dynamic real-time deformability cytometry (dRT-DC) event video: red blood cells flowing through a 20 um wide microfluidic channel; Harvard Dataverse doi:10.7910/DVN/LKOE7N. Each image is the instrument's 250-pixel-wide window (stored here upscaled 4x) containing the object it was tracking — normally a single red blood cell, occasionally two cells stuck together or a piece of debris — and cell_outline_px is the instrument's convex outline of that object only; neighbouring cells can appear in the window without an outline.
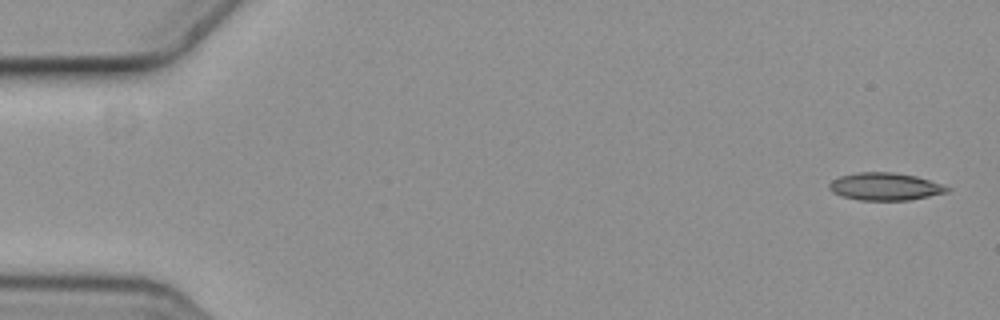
{"species": "common noctule bat (a hibernating species)", "species_latin": "Nyctalus noctula", "temperature_condition": "cold", "stored_images_in_passage": 8, "camera_frame_rate_fps": 3000, "um_per_image_px": 0.085, "animal": {"sex": "female", "body_mass_g": 19.3, "forearm_length_mm": 54.1}, "frame": {"image": 1, "passage_image": 1, "time_ms": 0.0, "image_size_px": [1000, 320], "cell_outline_px": [[952, 188], [948, 192], [908, 200], [860, 200], [844, 196], [832, 192], [828, 188], [828, 184], [832, 180], [840, 176], [856, 172], [896, 172], [916, 176]], "centroid_in_image_um": [75.21, 15.85], "position_along_channel_um": 9.8, "area_um2": 18.84}}
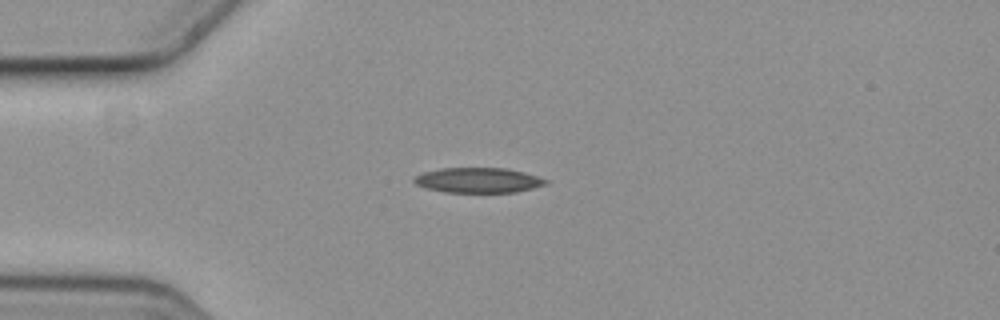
{"frame": {"image": 2, "passage_image": 5, "time_ms": 1.333, "image_size_px": [1000, 320], "cell_outline_px": [[548, 184], [516, 192], [444, 192], [428, 188], [416, 184], [412, 180], [416, 176], [424, 172], [440, 168], [504, 168], [524, 172], [548, 180]], "centroid_in_image_um": [40.66, 15.32], "position_along_channel_um": 44.3, "area_um2": 19.07}}
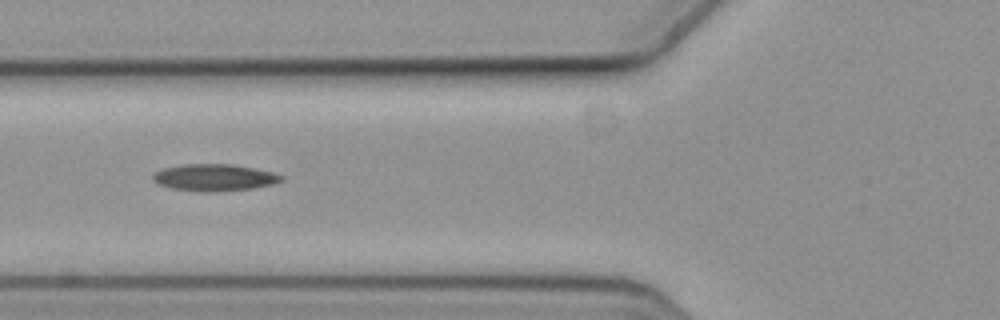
{"frame": {"image": 3, "passage_image": 7, "time_ms": 2.0, "image_size_px": [1000, 320], "cell_outline_px": [[284, 180], [272, 184], [252, 188], [212, 192], [200, 192], [172, 188], [156, 184], [152, 180], [152, 176], [156, 172], [164, 168], [184, 164], [232, 164], [272, 172], [284, 176]], "centroid_in_image_um": [18.2, 15.09], "position_along_channel_um": 107.6, "area_um2": 20.06}}